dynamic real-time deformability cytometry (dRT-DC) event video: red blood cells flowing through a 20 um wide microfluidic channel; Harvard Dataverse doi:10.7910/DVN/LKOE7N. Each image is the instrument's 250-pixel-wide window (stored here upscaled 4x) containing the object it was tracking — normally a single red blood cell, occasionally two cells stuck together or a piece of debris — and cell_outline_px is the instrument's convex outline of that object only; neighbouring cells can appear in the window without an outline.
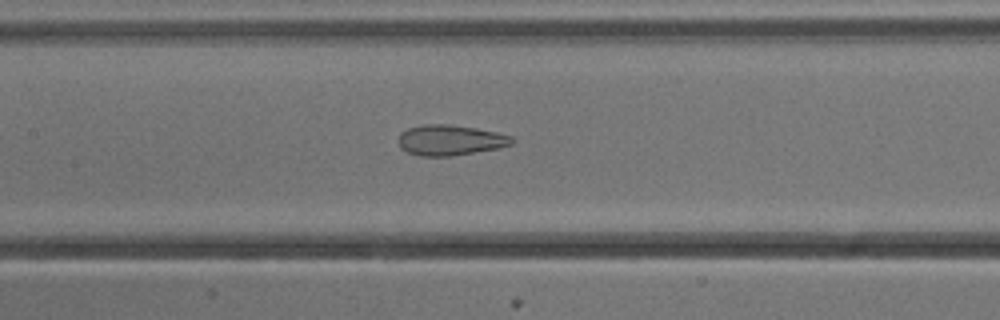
{"species": "common noctule bat (a hibernating species)", "species_latin": "Nyctalus noctula", "temperature_condition": "cold", "stored_images_in_passage": 44, "camera_frame_rate_fps": 3000, "um_per_image_px": 0.085, "animal": {"sex": "male", "body_mass_g": 13.3}, "frame": {"image": 1, "passage_image": 16, "time_ms": 5.0, "image_size_px": [1000, 320], "cell_outline_px": [[516, 140], [512, 144], [500, 148], [452, 156], [420, 156], [408, 152], [400, 148], [400, 132], [408, 128], [424, 124], [448, 124], [476, 128], [496, 132], [512, 136]], "centroid_in_image_um": [38.3, 11.91], "position_along_channel_um": 169.1, "area_um2": 20.23}}
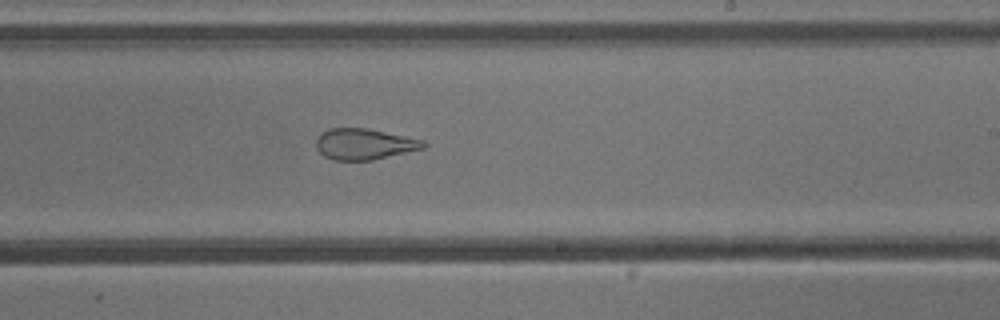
{"frame": {"image": 2, "passage_image": 23, "time_ms": 7.333, "image_size_px": [1000, 320], "cell_outline_px": [[428, 144], [424, 148], [372, 160], [332, 160], [324, 156], [316, 148], [316, 140], [320, 132], [328, 128], [364, 128], [424, 140]], "centroid_in_image_um": [30.93, 12.25], "position_along_channel_um": 258.1, "area_um2": 19.31}}
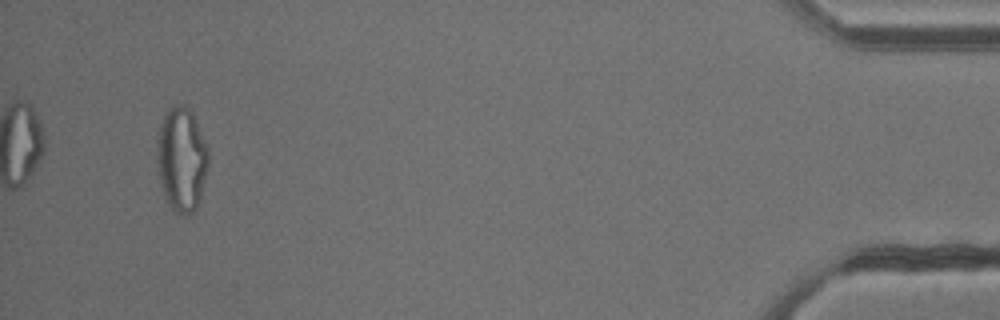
{"frame": {"image": 3, "passage_image": 42, "time_ms": 13.667, "image_size_px": [1000, 320], "cell_outline_px": [[208, 164], [200, 196], [196, 208], [192, 212], [172, 212], [164, 196], [160, 184], [156, 160], [156, 156], [160, 124], [164, 112], [172, 104], [184, 104], [192, 112], [208, 148]], "centroid_in_image_um": [15.41, 13.49], "position_along_channel_um": 419.8, "area_um2": 31.21}, "authors_computed_cell_mechanics": {"area_um2": 24.5939, "velocity_mm_per_s": 3.8362, "shape_relaxation_time_tau1_ms": null, "shape_relaxation_time_tau2_ms": 1.637, "deformation_change_tau1": null, "deformation_change_tau2": 0.1084}}